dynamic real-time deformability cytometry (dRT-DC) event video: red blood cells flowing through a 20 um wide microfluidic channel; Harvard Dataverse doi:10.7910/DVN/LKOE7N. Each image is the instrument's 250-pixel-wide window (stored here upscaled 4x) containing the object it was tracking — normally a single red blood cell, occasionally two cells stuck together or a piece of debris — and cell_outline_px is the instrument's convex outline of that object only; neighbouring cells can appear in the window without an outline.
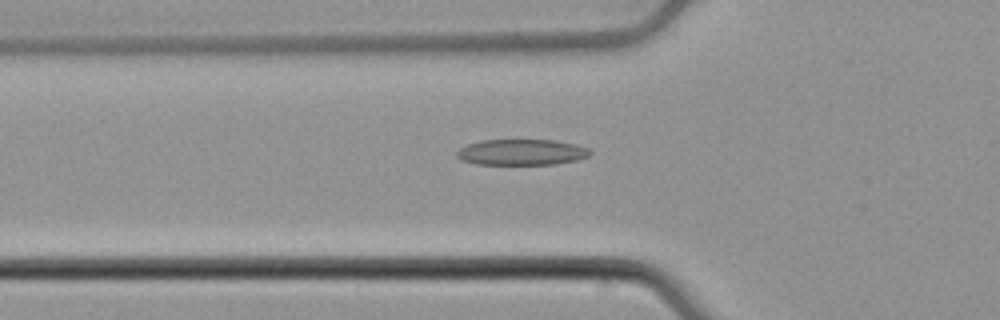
{"species": "common noctule bat (a hibernating species)", "species_latin": "Nyctalus noctula", "temperature_condition": "cold", "stored_images_in_passage": 40, "camera_frame_rate_fps": 3000, "um_per_image_px": 0.085, "animal": {"sex": "male", "body_mass_g": 21.5, "forearm_length_mm": 52.0}, "frame": {"image": 1, "passage_image": 5, "time_ms": 1.333, "image_size_px": [1000, 320], "cell_outline_px": [[592, 152], [588, 156], [576, 160], [556, 164], [476, 164], [460, 160], [456, 156], [456, 152], [460, 148], [468, 144], [480, 140], [556, 140], [576, 144], [588, 148]], "centroid_in_image_um": [44.32, 12.93], "position_along_channel_um": 81.5, "area_um2": 20.17}}
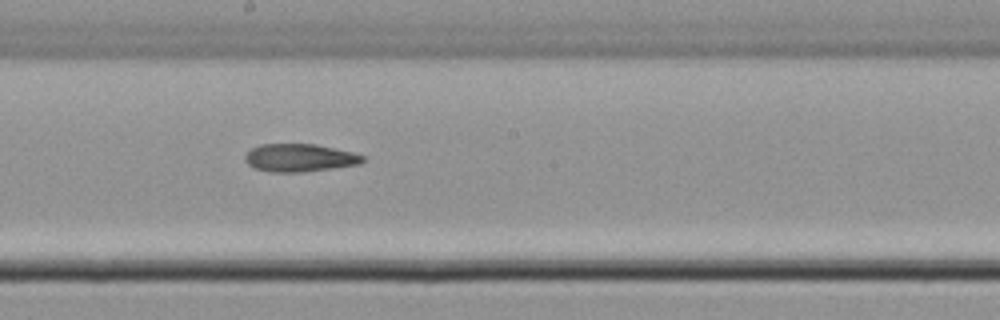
{"frame": {"image": 2, "passage_image": 16, "time_ms": 5.0, "image_size_px": [1000, 320], "cell_outline_px": [[364, 160], [360, 164], [332, 168], [300, 172], [272, 172], [256, 168], [248, 164], [244, 160], [244, 156], [252, 148], [260, 144], [316, 144], [352, 152], [364, 156]], "centroid_in_image_um": [25.46, 13.41], "position_along_channel_um": 222.7, "area_um2": 18.96}}
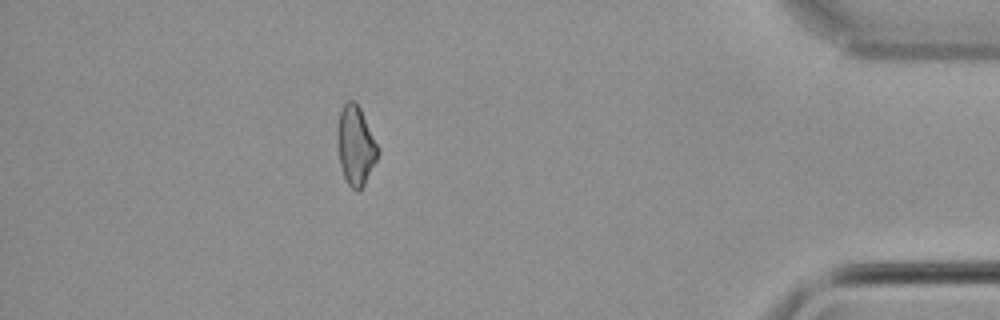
{"frame": {"image": 3, "passage_image": 34, "time_ms": 11.0, "image_size_px": [1000, 320], "cell_outline_px": [[380, 152], [364, 184], [356, 192], [348, 184], [344, 176], [340, 164], [340, 112], [344, 104], [348, 100], [352, 100], [360, 108], [380, 148]], "centroid_in_image_um": [30.29, 12.39], "position_along_channel_um": 404.9, "area_um2": 17.8}}